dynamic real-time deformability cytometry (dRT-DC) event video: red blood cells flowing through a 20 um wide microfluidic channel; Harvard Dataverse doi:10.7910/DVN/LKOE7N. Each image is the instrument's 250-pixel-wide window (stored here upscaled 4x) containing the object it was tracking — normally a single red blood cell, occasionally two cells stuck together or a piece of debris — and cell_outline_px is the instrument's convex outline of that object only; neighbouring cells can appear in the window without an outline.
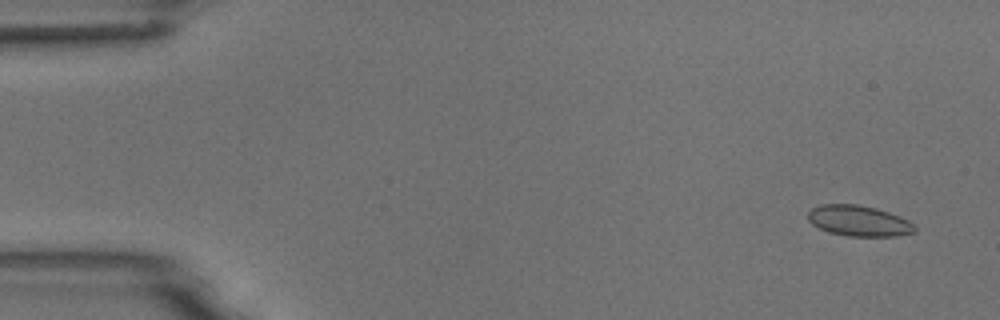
{"species": "common noctule bat (a hibernating species)", "species_latin": "Nyctalus noctula", "temperature_condition": "room temperature", "stored_images_in_passage": 8, "camera_frame_rate_fps": 3000, "um_per_image_px": 0.085, "animal": {"sex": "male", "body_mass_g": 18.8}, "frame": {"image": 1, "passage_image": 1, "time_ms": 0.0, "image_size_px": [1000, 320], "cell_outline_px": [[916, 232], [896, 236], [848, 236], [828, 232], [812, 224], [808, 220], [808, 212], [812, 208], [820, 204], [856, 204], [876, 208], [900, 216], [916, 224]], "centroid_in_image_um": [73.02, 18.77], "position_along_channel_um": 12.0, "area_um2": 19.25}}
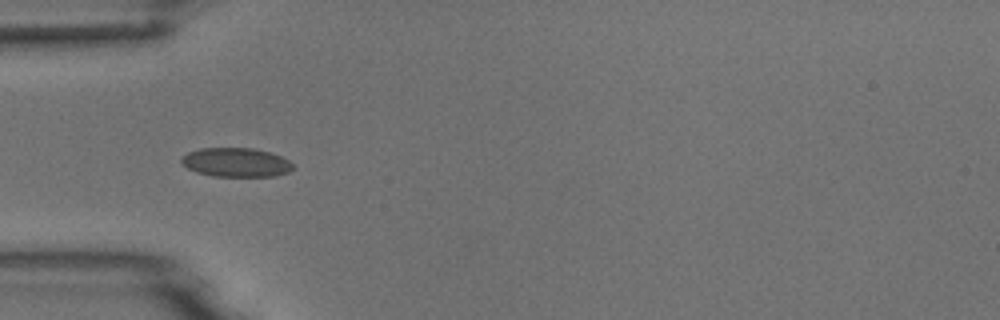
{"frame": {"image": 2, "passage_image": 5, "time_ms": 1.333, "image_size_px": [1000, 320], "cell_outline_px": [[296, 168], [288, 172], [276, 176], [212, 176], [196, 172], [180, 164], [180, 156], [188, 152], [200, 148], [252, 148], [272, 152], [288, 160]], "centroid_in_image_um": [20.04, 13.8], "position_along_channel_um": 65.0, "area_um2": 19.13}}